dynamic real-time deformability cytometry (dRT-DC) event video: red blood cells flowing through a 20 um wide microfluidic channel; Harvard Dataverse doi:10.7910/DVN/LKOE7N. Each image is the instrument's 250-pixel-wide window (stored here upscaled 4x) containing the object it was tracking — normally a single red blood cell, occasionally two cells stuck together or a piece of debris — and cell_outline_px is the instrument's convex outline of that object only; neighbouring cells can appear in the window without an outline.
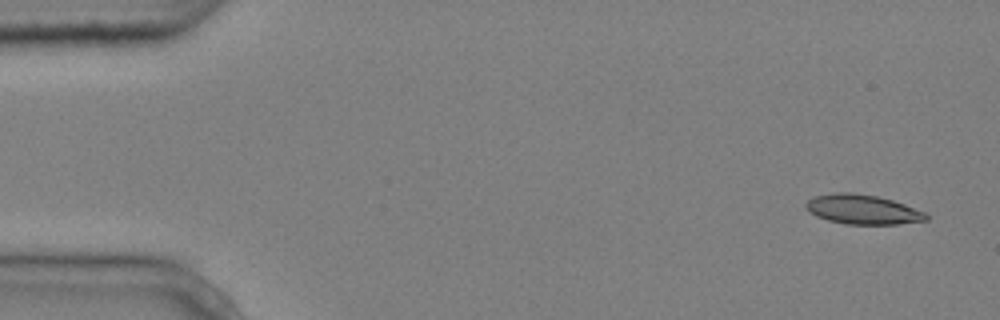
{"species": "common noctule bat (a hibernating species)", "species_latin": "Nyctalus noctula", "temperature_condition": "cold", "stored_images_in_passage": 6, "camera_frame_rate_fps": 3000, "um_per_image_px": 0.085, "animal": {"sex": "male", "body_mass_g": 20.4}, "frame": {"image": 1, "passage_image": 1, "time_ms": 0.0, "image_size_px": [1000, 320], "cell_outline_px": [[928, 220], [900, 224], [844, 224], [828, 220], [816, 216], [808, 212], [804, 208], [804, 204], [812, 196], [836, 192], [852, 192], [876, 196], [892, 200], [904, 204], [924, 212], [928, 216]], "centroid_in_image_um": [73.26, 17.8], "position_along_channel_um": 11.7, "area_um2": 20.87}}
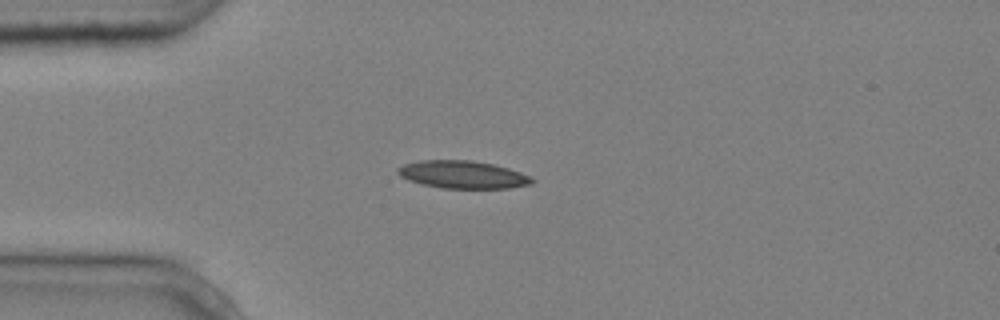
{"frame": {"image": 2, "passage_image": 4, "time_ms": 1.0, "image_size_px": [1000, 320], "cell_outline_px": [[536, 180], [532, 184], [508, 188], [440, 188], [420, 184], [408, 180], [400, 176], [396, 172], [396, 168], [404, 164], [420, 160], [472, 160], [492, 164], [508, 168], [532, 176]], "centroid_in_image_um": [39.32, 14.84], "position_along_channel_um": 45.7, "area_um2": 21.85}}
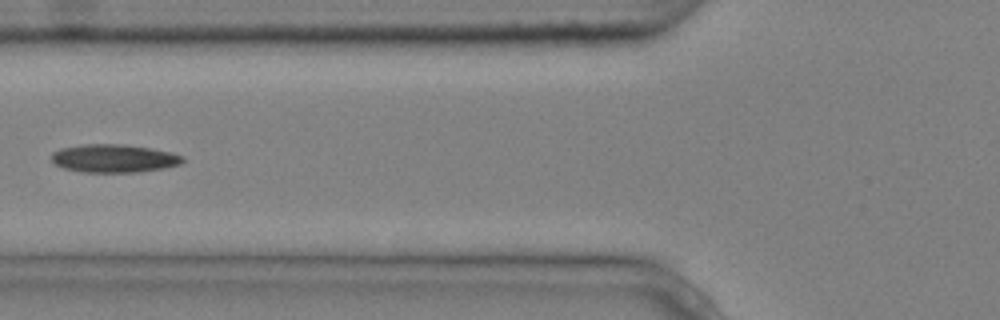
{"frame": {"image": 3, "passage_image": 6, "time_ms": 1.667, "image_size_px": [1000, 320], "cell_outline_px": [[184, 160], [180, 164], [164, 168], [136, 172], [80, 172], [64, 168], [56, 164], [52, 160], [52, 152], [60, 148], [84, 144], [124, 144], [172, 152], [184, 156]], "centroid_in_image_um": [9.68, 13.46], "position_along_channel_um": 116.1, "area_um2": 21.5}}